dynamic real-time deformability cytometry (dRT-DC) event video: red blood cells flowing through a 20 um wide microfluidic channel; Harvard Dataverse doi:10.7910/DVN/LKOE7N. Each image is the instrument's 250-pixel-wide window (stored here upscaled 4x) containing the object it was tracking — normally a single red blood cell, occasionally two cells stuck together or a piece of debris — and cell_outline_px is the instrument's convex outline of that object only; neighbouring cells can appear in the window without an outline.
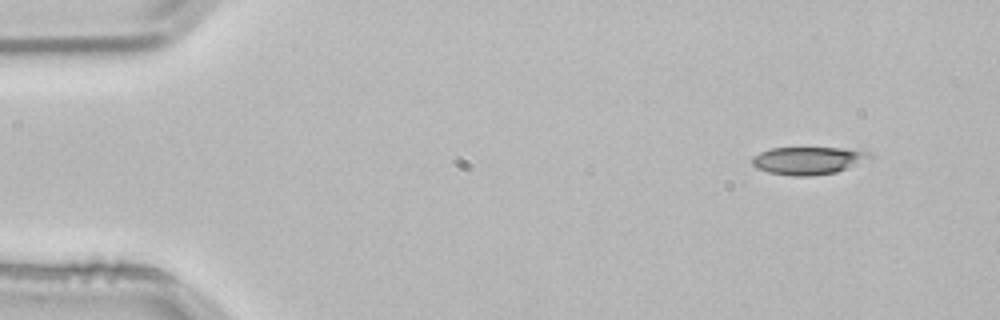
{"species": "common noctule bat (a hibernating species)", "species_latin": "Nyctalus noctula", "temperature_condition": "room temperature", "stored_images_in_passage": 3, "camera_frame_rate_fps": 3000, "um_per_image_px": 0.085, "animal": {"sex": "male", "body_mass_g": 21.5, "forearm_length_mm": 52.0}, "frame": {"image": 1, "passage_image": 1, "time_ms": 0.0, "image_size_px": [1000, 320], "cell_outline_px": [[872, 160], [836, 172], [808, 176], [792, 176], [768, 172], [756, 168], [752, 164], [752, 156], [760, 152], [772, 148], [868, 148], [872, 152]], "centroid_in_image_um": [68.83, 13.63], "position_along_channel_um": 16.2, "area_um2": 19.54}}
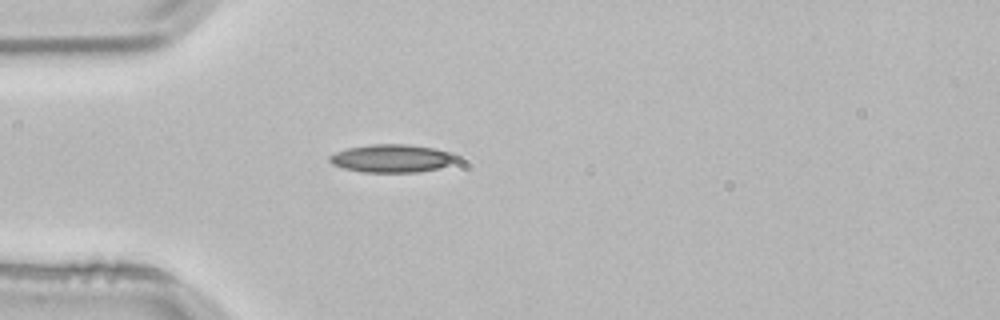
{"frame": {"image": 2, "passage_image": 3, "time_ms": 0.667, "image_size_px": [1000, 320], "cell_outline_px": [[460, 160], [440, 168], [416, 172], [360, 172], [344, 168], [332, 164], [328, 160], [328, 156], [336, 152], [348, 148], [372, 144], [408, 144], [432, 148], [448, 152], [460, 156]], "centroid_in_image_um": [33.33, 13.46], "position_along_channel_um": 51.7, "area_um2": 20.81}}